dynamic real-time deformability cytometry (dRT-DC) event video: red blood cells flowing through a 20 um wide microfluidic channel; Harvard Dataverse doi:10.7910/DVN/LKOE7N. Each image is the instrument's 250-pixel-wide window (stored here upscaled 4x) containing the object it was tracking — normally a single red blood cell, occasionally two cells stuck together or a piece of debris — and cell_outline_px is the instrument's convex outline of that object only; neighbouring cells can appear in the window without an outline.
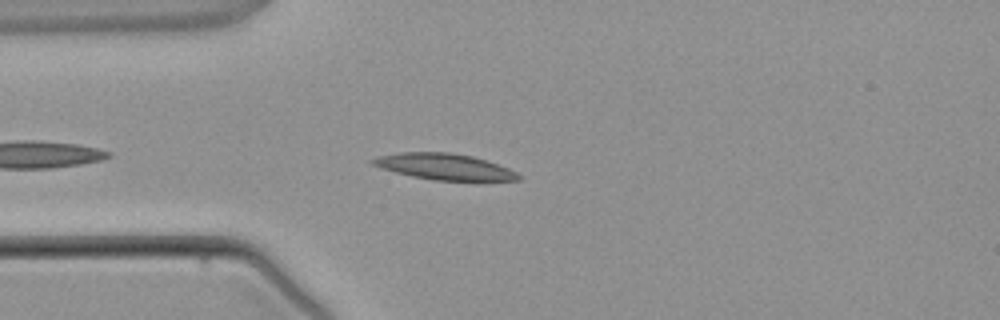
{"species": "common noctule bat (a hibernating species)", "species_latin": "Nyctalus noctula", "temperature_condition": "warm", "stored_images_in_passage": 3, "camera_frame_rate_fps": 3000, "um_per_image_px": 0.085, "animal": {"sex": "male", "body_mass_g": 21.5, "forearm_length_mm": 52.0}, "frame": {"image": 1, "passage_image": 3, "time_ms": 3.333, "image_size_px": [1000, 320], "cell_outline_px": [[520, 180], [476, 184], [432, 180], [412, 176], [380, 168], [372, 164], [368, 160], [380, 156], [400, 152], [448, 152], [472, 156], [508, 168], [516, 172], [520, 176]], "centroid_in_image_um": [37.87, 14.23], "position_along_channel_um": 47.1, "area_um2": 23.12}}